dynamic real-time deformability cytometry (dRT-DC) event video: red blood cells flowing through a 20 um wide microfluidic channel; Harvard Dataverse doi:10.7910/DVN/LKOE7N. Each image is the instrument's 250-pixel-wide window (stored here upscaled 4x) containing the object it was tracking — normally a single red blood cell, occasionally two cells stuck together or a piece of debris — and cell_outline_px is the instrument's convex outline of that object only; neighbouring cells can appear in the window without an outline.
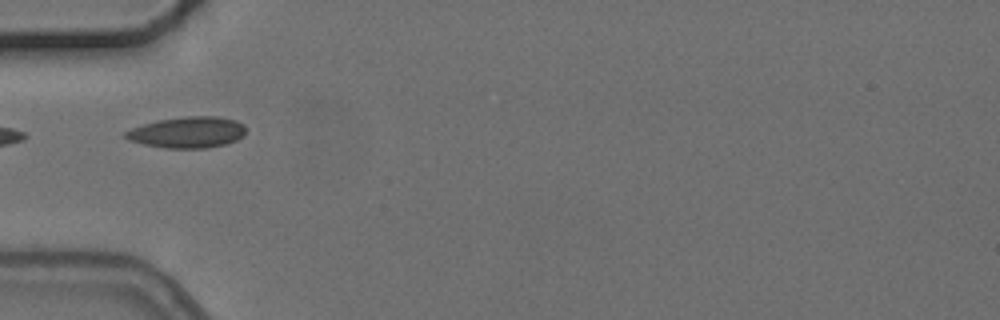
{"species": "common noctule bat (a hibernating species)", "species_latin": "Nyctalus noctula", "temperature_condition": "cold", "stored_images_in_passage": 5, "camera_frame_rate_fps": 3000, "um_per_image_px": 0.085, "animal": {"sex": "female", "body_mass_g": 24.6, "forearm_length_mm": 56.2}, "frame": {"image": 1, "passage_image": 2, "time_ms": 2.333, "image_size_px": [1000, 320], "cell_outline_px": [[244, 136], [236, 140], [224, 144], [204, 148], [164, 148], [144, 144], [128, 140], [124, 136], [124, 132], [132, 128], [156, 120], [184, 116], [220, 116], [236, 120], [244, 124]], "centroid_in_image_um": [15.93, 11.23], "position_along_channel_um": 69.1, "area_um2": 21.91}}
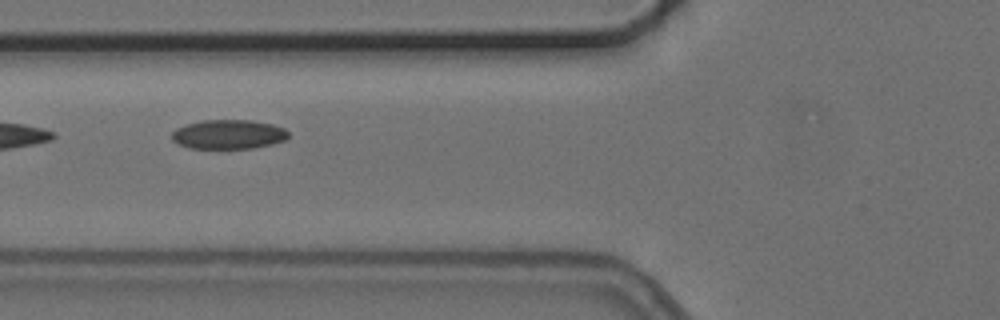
{"frame": {"image": 2, "passage_image": 3, "time_ms": 3.333, "image_size_px": [1000, 320], "cell_outline_px": [[288, 136], [284, 140], [272, 144], [252, 148], [188, 148], [172, 140], [172, 132], [176, 128], [200, 120], [252, 120], [272, 124], [284, 128], [288, 132]], "centroid_in_image_um": [19.42, 11.41], "position_along_channel_um": 106.4, "area_um2": 19.83}}
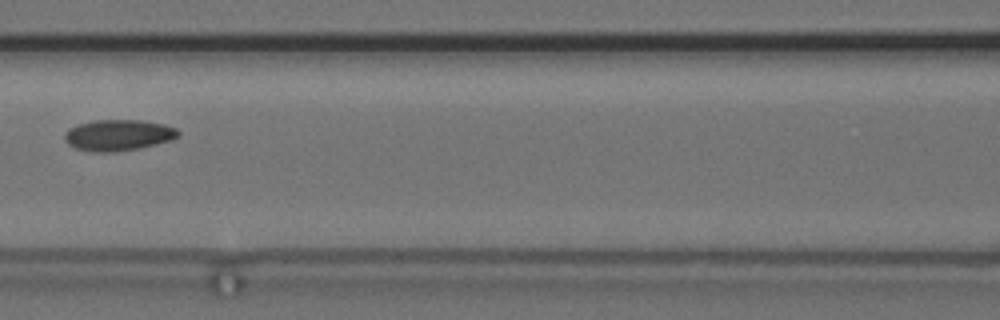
{"frame": {"image": 3, "passage_image": 4, "time_ms": 4.667, "image_size_px": [1000, 320], "cell_outline_px": [[180, 136], [172, 140], [156, 144], [136, 148], [112, 152], [92, 152], [76, 148], [68, 144], [64, 140], [64, 132], [68, 128], [76, 124], [96, 120], [140, 120], [164, 124], [176, 128], [180, 132]], "centroid_in_image_um": [10.03, 11.48], "position_along_channel_um": 156.6, "area_um2": 20.69}}